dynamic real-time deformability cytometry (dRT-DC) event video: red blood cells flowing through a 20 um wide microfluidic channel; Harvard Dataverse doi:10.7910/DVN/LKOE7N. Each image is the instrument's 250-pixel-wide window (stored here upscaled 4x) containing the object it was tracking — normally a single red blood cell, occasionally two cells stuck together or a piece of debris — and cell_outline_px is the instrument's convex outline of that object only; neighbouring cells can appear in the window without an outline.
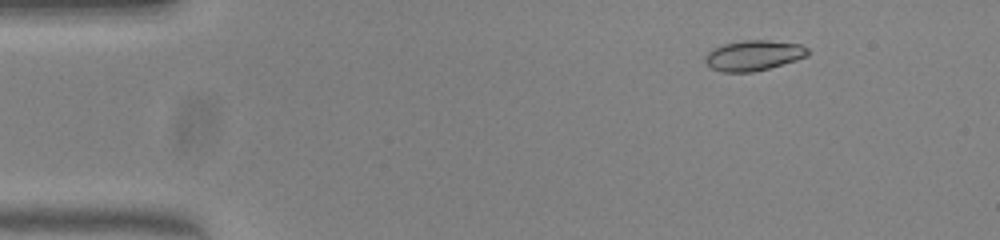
{"species": "common noctule bat (a hibernating species)", "species_latin": "Nyctalus noctula", "temperature_condition": "warm", "stored_images_in_passage": 52, "camera_frame_rate_fps": 3000, "um_per_image_px": 0.085, "animal": {"sex": "female", "body_mass_g": 23.0, "forearm_length_mm": 53.4}, "frame": {"image": 1, "passage_image": 7, "time_ms": 2.0, "image_size_px": [1000, 240], "cell_outline_px": [[808, 56], [796, 60], [768, 68], [752, 72], [724, 72], [712, 68], [704, 60], [704, 56], [712, 48], [724, 44], [744, 40], [768, 40], [800, 44], [808, 48]], "centroid_in_image_um": [64.05, 4.7], "position_along_channel_um": 21.0, "area_um2": 18.03}}
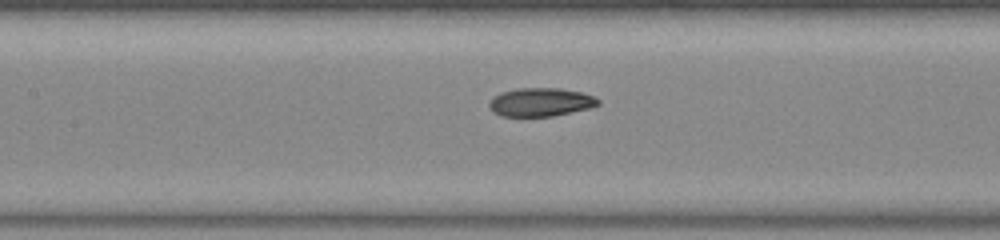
{"frame": {"image": 2, "passage_image": 24, "time_ms": 7.667, "image_size_px": [1000, 240], "cell_outline_px": [[600, 104], [588, 108], [552, 116], [500, 116], [492, 112], [488, 104], [500, 92], [516, 88], [560, 88], [580, 92], [592, 96], [600, 100]], "centroid_in_image_um": [45.93, 8.68], "position_along_channel_um": 161.5, "area_um2": 17.92}}
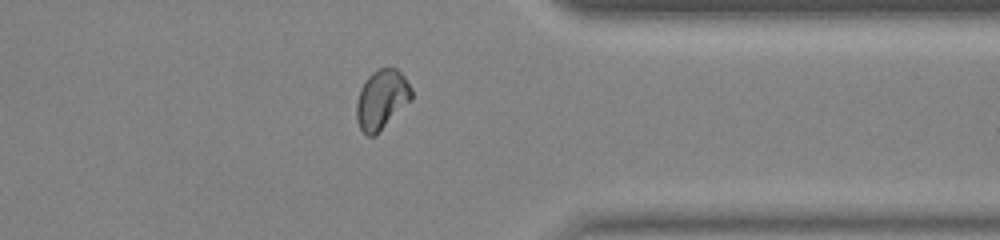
{"frame": {"image": 3, "passage_image": 41, "time_ms": 13.333, "image_size_px": [1000, 240], "cell_outline_px": [[412, 100], [376, 136], [368, 136], [360, 128], [356, 120], [356, 104], [360, 88], [368, 76], [372, 72], [380, 68], [396, 68], [404, 76], [412, 92]], "centroid_in_image_um": [32.43, 8.48], "position_along_channel_um": 379.0, "area_um2": 19.19}, "authors_computed_cell_mechanics": {"area_um2": 18.4382, "velocity_mm_per_s": 3.9905, "shape_relaxation_time_tau1_ms": null, "shape_relaxation_time_tau2_ms": 1.4137, "deformation_change_tau1": null, "deformation_change_tau2": 0.0471}}